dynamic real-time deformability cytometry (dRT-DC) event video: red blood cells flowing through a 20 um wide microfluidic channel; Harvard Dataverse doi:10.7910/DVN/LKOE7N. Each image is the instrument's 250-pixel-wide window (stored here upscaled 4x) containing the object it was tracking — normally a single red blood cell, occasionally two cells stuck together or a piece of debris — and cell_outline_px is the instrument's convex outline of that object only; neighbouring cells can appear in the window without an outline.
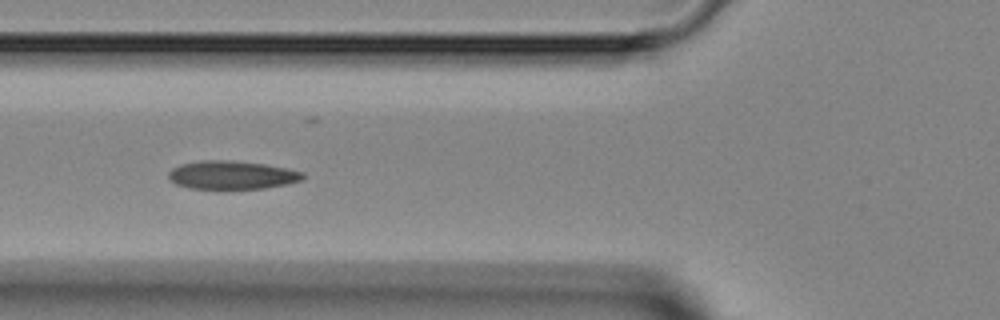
{"species": "Egyptian fruit bat (a non-hibernating species)", "species_latin": "Rousettus aegyptiacus", "temperature_condition": "room temperature", "stored_images_in_passage": 5, "camera_frame_rate_fps": 3000, "um_per_image_px": 0.085, "animal": {"sex": "female"}, "frame": {"image": 1, "passage_image": 5, "time_ms": 4.333, "image_size_px": [1000, 320], "cell_outline_px": [[304, 176], [300, 180], [288, 184], [264, 188], [220, 192], [188, 188], [176, 184], [168, 180], [168, 172], [172, 168], [180, 164], [200, 160], [232, 160], [264, 164], [288, 168], [304, 172]], "centroid_in_image_um": [19.65, 14.92], "position_along_channel_um": 106.2, "area_um2": 23.35}}